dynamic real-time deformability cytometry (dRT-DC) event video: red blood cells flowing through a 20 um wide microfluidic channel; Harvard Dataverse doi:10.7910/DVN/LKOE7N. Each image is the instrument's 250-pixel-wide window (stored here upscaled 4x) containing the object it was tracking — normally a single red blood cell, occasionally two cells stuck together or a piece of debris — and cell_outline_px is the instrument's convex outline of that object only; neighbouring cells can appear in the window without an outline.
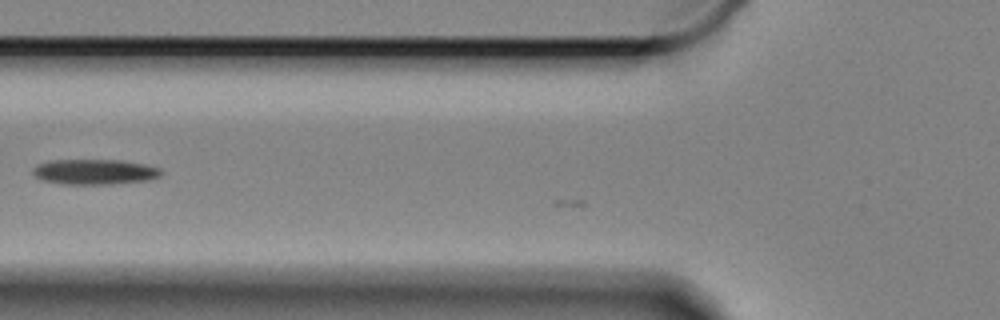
{"species": "Egyptian fruit bat (a non-hibernating species)", "species_latin": "Rousettus aegyptiacus", "temperature_condition": "cold", "stored_images_in_passage": 13, "camera_frame_rate_fps": 3000, "um_per_image_px": 0.085, "animal": {"sex": "female"}, "frame": {"image": 1, "passage_image": 7, "time_ms": 2.0, "image_size_px": [1000, 320], "cell_outline_px": [[160, 176], [148, 180], [112, 184], [60, 184], [44, 180], [36, 176], [32, 172], [32, 168], [36, 164], [52, 160], [120, 160], [144, 164], [160, 168]], "centroid_in_image_um": [8.01, 14.6], "position_along_channel_um": 117.8, "area_um2": 18.84}}
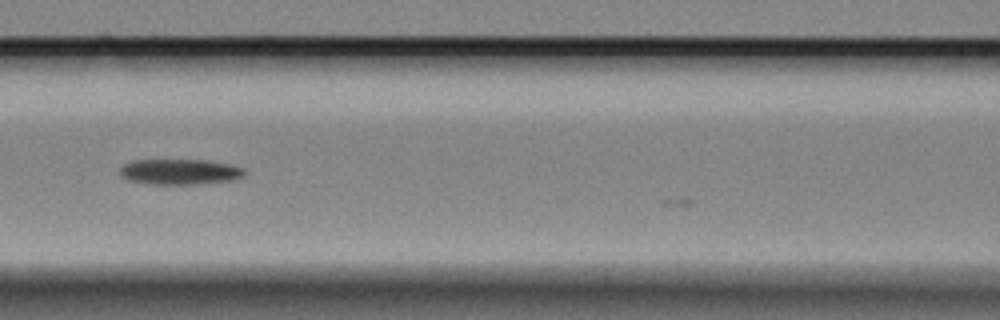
{"frame": {"image": 2, "passage_image": 10, "time_ms": 3.0, "image_size_px": [1000, 320], "cell_outline_px": [[244, 176], [232, 180], [196, 184], [148, 184], [128, 180], [120, 172], [120, 168], [124, 164], [136, 160], [208, 160], [232, 164], [244, 168]], "centroid_in_image_um": [15.32, 14.6], "position_along_channel_um": 151.3, "area_um2": 18.5}}